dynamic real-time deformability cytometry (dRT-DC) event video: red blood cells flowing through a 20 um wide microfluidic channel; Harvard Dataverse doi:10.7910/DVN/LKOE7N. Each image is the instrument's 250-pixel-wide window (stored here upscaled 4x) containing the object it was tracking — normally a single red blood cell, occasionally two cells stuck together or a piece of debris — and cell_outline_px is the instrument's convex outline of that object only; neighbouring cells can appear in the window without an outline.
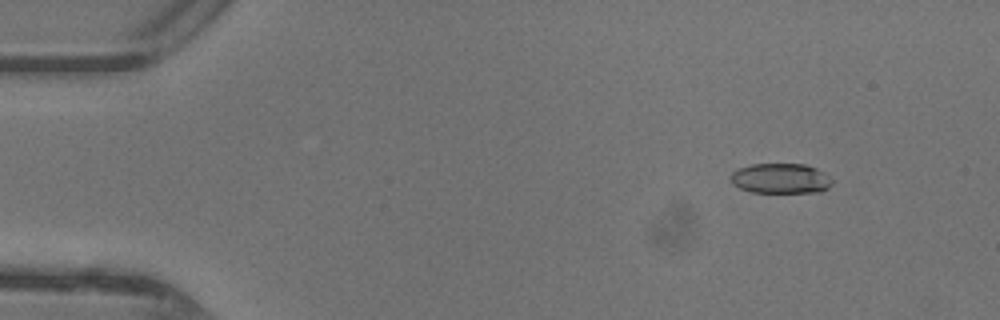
{"species": "common noctule bat (a hibernating species)", "species_latin": "Nyctalus noctula", "temperature_condition": "warm", "stored_images_in_passage": 48, "camera_frame_rate_fps": 3000, "um_per_image_px": 0.085, "animal": {"sex": "female"}, "frame": {"image": 1, "passage_image": 6, "time_ms": 1.667, "image_size_px": [1000, 320], "cell_outline_px": [[832, 184], [828, 188], [820, 192], [752, 192], [740, 188], [732, 184], [728, 180], [728, 176], [732, 172], [740, 168], [752, 164], [804, 164], [816, 168], [824, 172], [832, 180]], "centroid_in_image_um": [66.32, 15.17], "position_along_channel_um": 18.7, "area_um2": 17.92}}
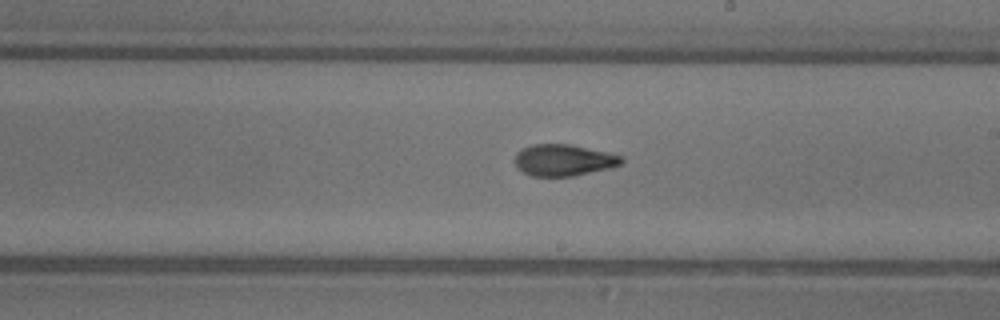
{"frame": {"image": 2, "passage_image": 28, "time_ms": 9.0, "image_size_px": [1000, 320], "cell_outline_px": [[624, 160], [620, 164], [608, 168], [572, 176], [532, 176], [516, 168], [516, 152], [532, 144], [568, 144], [624, 156]], "centroid_in_image_um": [47.89, 13.61], "position_along_channel_um": 241.1, "area_um2": 19.31}}
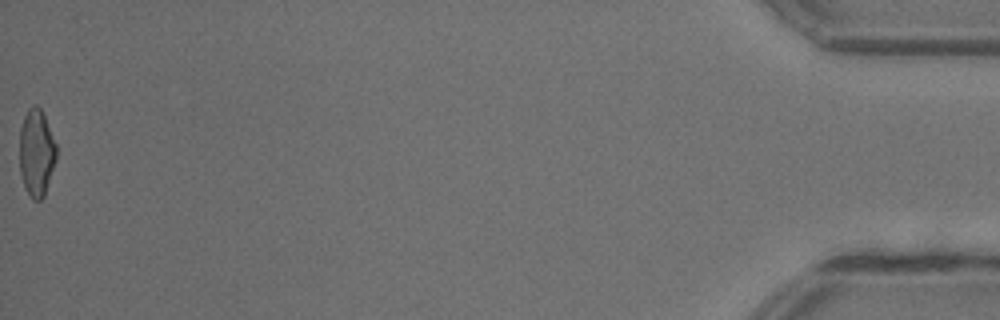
{"frame": {"image": 3, "passage_image": 48, "time_ms": 15.667, "image_size_px": [1000, 320], "cell_outline_px": [[56, 160], [44, 196], [40, 200], [32, 200], [24, 188], [20, 172], [20, 128], [24, 116], [28, 108], [32, 104], [36, 104], [40, 108], [44, 116], [56, 144]], "centroid_in_image_um": [3.09, 12.99], "position_along_channel_um": 432.1, "area_um2": 18.73}, "authors_computed_cell_mechanics": {"area_um2": 19.1318, "velocity_mm_per_s": 4.4261, "shape_relaxation_time_tau1_ms": 3.2149, "shape_relaxation_time_tau2_ms": 1.5884, "deformation_change_tau1": 0.1732, "deformation_change_tau2": 0.0921}}